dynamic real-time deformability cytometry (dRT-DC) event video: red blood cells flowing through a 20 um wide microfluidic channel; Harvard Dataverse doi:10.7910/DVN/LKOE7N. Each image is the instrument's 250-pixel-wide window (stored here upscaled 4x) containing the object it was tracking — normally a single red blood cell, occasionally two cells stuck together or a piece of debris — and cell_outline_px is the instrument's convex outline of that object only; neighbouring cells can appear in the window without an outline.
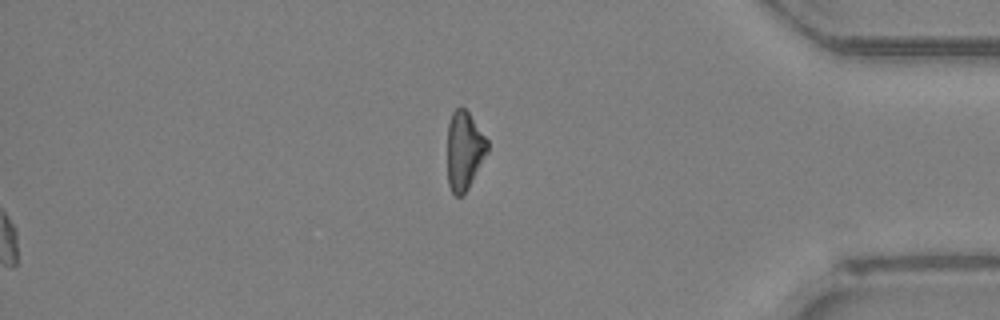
{"species": "Egyptian fruit bat (a non-hibernating species)", "species_latin": "Rousettus aegyptiacus", "temperature_condition": "room temperature", "stored_images_in_passage": 42, "segment_of_instrument_passage": [2, 2], "camera_frame_rate_fps": 3000, "um_per_image_px": 0.085, "animal": {"sex": "female"}, "frame": {"image": 1, "passage_image": 42, "time_ms": 13.667, "image_size_px": [1000, 320], "cell_outline_px": [[488, 152], [468, 188], [460, 196], [456, 196], [452, 192], [448, 184], [448, 124], [452, 112], [460, 104], [468, 112], [488, 140]], "centroid_in_image_um": [39.46, 12.77], "position_along_channel_um": 395.7, "area_um2": 18.26}}